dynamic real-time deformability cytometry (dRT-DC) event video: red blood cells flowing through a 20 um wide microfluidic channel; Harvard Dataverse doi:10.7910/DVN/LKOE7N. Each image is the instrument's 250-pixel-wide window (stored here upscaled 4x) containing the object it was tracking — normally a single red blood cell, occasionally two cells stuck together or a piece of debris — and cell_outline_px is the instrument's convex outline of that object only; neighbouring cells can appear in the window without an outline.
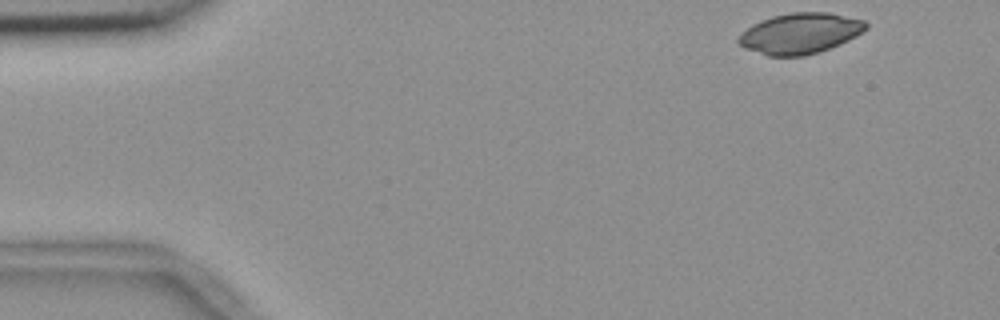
{"species": "common noctule bat (a hibernating species)", "species_latin": "Nyctalus noctula", "temperature_condition": "room temperature", "stored_images_in_passage": 51, "camera_frame_rate_fps": 3000, "um_per_image_px": 0.085, "animal": {"sex": "female", "body_mass_g": 18.4}, "frame": {"image": 1, "passage_image": 1, "time_ms": 0.0, "image_size_px": [1000, 320], "cell_outline_px": [[868, 28], [856, 36], [840, 44], [820, 52], [804, 56], [768, 56], [744, 48], [736, 40], [752, 24], [760, 20], [772, 16], [792, 12], [828, 12], [864, 20], [868, 24]], "centroid_in_image_um": [68.02, 2.84], "position_along_channel_um": 17.0, "area_um2": 30.23}}
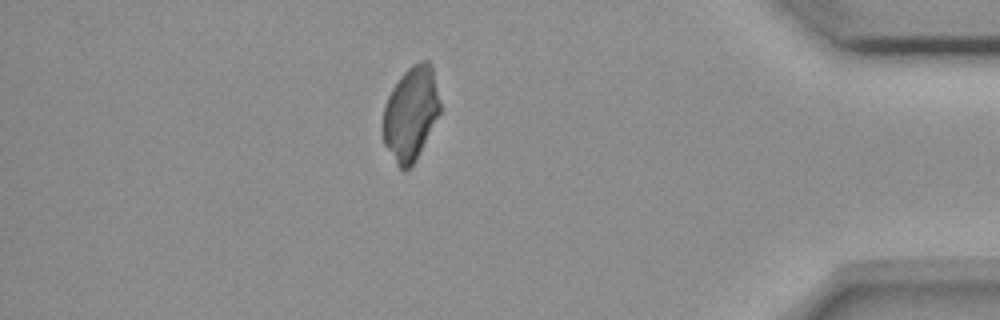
{"frame": {"image": 2, "passage_image": 44, "time_ms": 14.333, "image_size_px": [1000, 320], "cell_outline_px": [[440, 112], [416, 160], [404, 172], [396, 164], [384, 144], [380, 132], [380, 128], [384, 104], [392, 88], [400, 76], [412, 64], [420, 60], [428, 60], [432, 64], [440, 104]], "centroid_in_image_um": [34.87, 9.65], "position_along_channel_um": 400.3, "area_um2": 31.62}}